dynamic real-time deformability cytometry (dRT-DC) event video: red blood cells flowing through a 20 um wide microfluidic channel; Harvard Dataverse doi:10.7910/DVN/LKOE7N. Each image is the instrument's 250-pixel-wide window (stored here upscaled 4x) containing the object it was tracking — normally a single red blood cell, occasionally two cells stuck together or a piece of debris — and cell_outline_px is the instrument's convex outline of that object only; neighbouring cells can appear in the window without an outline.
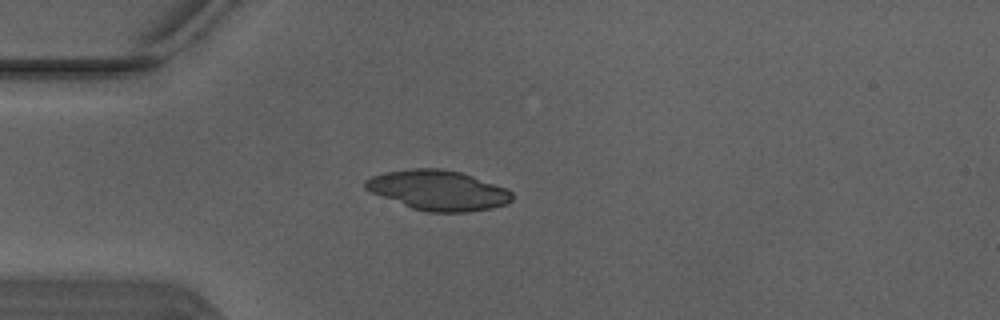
{"species": "Egyptian fruit bat (a non-hibernating species)", "species_latin": "Rousettus aegyptiacus", "temperature_condition": "warm", "stored_images_in_passage": 1, "camera_frame_rate_fps": 3000, "um_per_image_px": 0.085, "animal": {"sex": "male"}, "frame": {"image": 1, "passage_image": 1, "time_ms": 0.0, "image_size_px": [1000, 320], "cell_outline_px": [[512, 200], [508, 204], [492, 208], [468, 212], [428, 212], [412, 208], [372, 192], [364, 188], [364, 180], [372, 176], [384, 172], [412, 168], [440, 168], [460, 172], [472, 176], [504, 188], [512, 192]], "centroid_in_image_um": [37.23, 16.17], "position_along_channel_um": 47.8, "area_um2": 33.93}}